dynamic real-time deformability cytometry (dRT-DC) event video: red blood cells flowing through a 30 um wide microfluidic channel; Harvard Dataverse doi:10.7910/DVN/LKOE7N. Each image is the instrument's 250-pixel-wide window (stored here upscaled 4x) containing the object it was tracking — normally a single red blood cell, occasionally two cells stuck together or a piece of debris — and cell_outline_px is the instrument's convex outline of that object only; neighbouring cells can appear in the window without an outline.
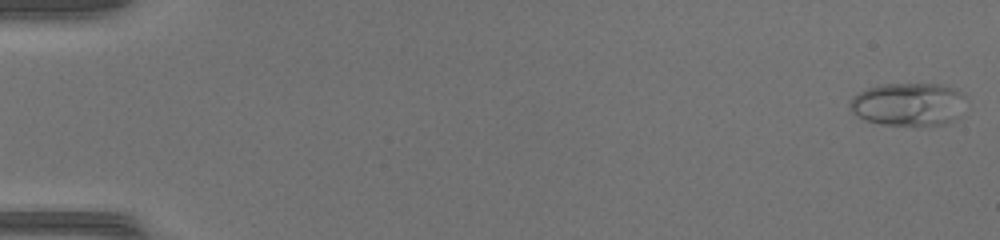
{"species": "common noctule bat (a hibernating species)", "species_latin": "Nyctalus noctula", "temperature_condition": "warm", "stored_images_in_passage": 49, "camera_frame_rate_fps": 3000, "um_per_image_px": 0.085, "animal": {"sex": "female", "body_mass_g": 17.0, "forearm_length_mm": 48.0}, "frame": {"image": 1, "passage_image": 1, "time_ms": 0.0, "image_size_px": [1000, 240], "cell_outline_px": [[968, 96], [960, 116], [944, 124], [880, 124], [864, 120], [852, 112], [848, 108], [848, 104], [852, 96], [868, 88], [880, 84], [940, 84], [956, 88], [964, 92]], "centroid_in_image_um": [77.24, 8.84], "position_along_channel_um": 7.8, "area_um2": 29.42}}
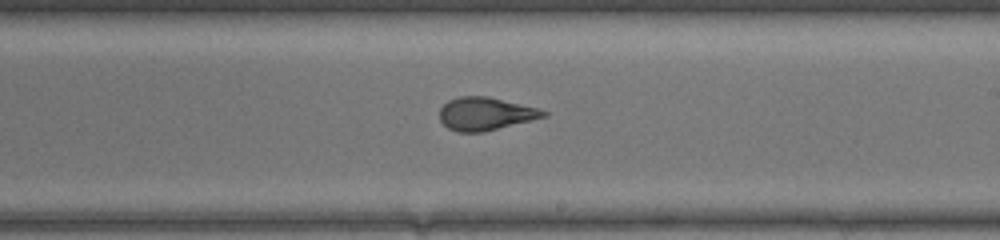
{"frame": {"image": 2, "passage_image": 30, "time_ms": 9.667, "image_size_px": [1000, 240], "cell_outline_px": [[548, 116], [484, 132], [456, 132], [448, 128], [440, 120], [440, 108], [448, 100], [460, 96], [488, 96], [540, 108], [548, 112]], "centroid_in_image_um": [41.28, 9.67], "position_along_channel_um": 247.7, "area_um2": 20.11}}
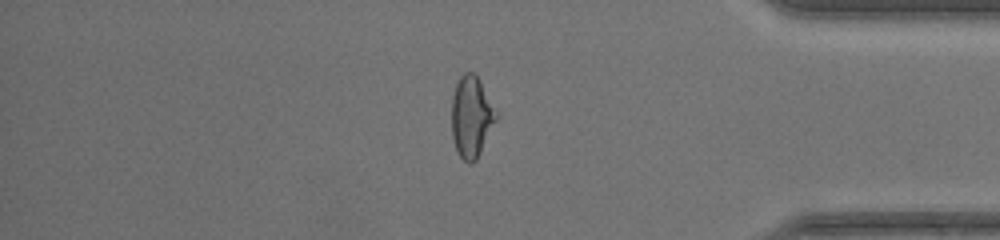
{"frame": {"image": 3, "passage_image": 42, "time_ms": 13.667, "image_size_px": [1000, 240], "cell_outline_px": [[500, 112], [476, 160], [472, 164], [468, 164], [460, 156], [456, 148], [452, 136], [452, 96], [456, 84], [460, 76], [464, 72], [472, 72], [480, 80]], "centroid_in_image_um": [40.1, 9.89], "position_along_channel_um": 395.1, "area_um2": 21.27}, "authors_computed_cell_mechanics": {"area_um2": 21.4438, "velocity_mm_per_s": 4.2744, "shape_relaxation_time_tau1_ms": null, "shape_relaxation_time_tau2_ms": 1.0667, "deformation_change_tau1": null, "deformation_change_tau2": 0.0781}}